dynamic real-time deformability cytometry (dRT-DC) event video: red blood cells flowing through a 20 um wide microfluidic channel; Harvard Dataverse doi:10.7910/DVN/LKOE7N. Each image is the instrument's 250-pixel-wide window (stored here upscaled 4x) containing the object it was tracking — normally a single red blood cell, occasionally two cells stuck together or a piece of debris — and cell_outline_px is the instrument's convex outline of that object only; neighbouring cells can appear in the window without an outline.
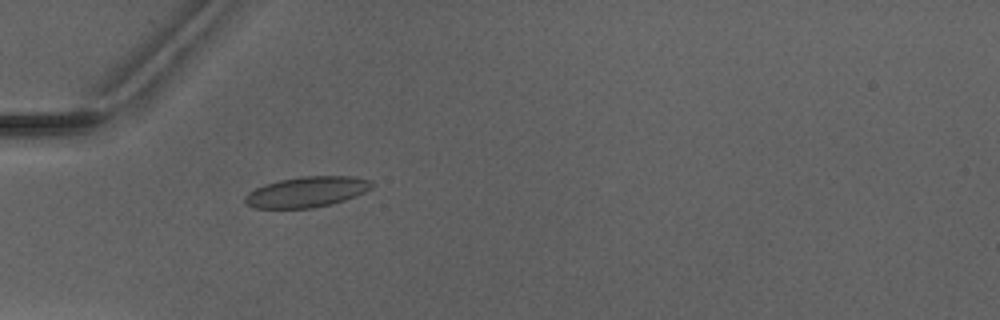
{"species": "Egyptian fruit bat (a non-hibernating species)", "species_latin": "Rousettus aegyptiacus", "temperature_condition": "warm", "stored_images_in_passage": 1, "camera_frame_rate_fps": 3000, "um_per_image_px": 0.085, "animal": {"sex": "male"}, "frame": {"image": 1, "passage_image": 1, "time_ms": 0.0, "image_size_px": [1000, 320], "cell_outline_px": [[376, 184], [372, 188], [356, 196], [332, 204], [312, 208], [256, 208], [248, 204], [244, 200], [244, 196], [248, 192], [264, 184], [280, 180], [300, 176], [352, 176], [372, 180]], "centroid_in_image_um": [26.12, 16.3], "position_along_channel_um": 58.9, "area_um2": 22.72}}